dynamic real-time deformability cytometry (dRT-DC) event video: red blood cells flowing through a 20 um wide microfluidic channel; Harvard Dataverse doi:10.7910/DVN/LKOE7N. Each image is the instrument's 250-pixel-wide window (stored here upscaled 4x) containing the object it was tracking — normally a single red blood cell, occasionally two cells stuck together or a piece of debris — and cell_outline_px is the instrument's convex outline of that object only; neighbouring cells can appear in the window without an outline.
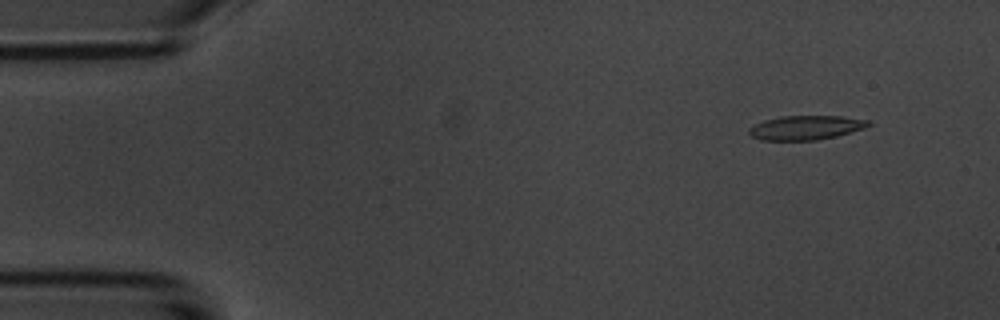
{"species": "common noctule bat (a hibernating species)", "species_latin": "Nyctalus noctula", "temperature_condition": "room temperature", "stored_images_in_passage": 5, "camera_frame_rate_fps": 3000, "um_per_image_px": 0.085, "animal": {"sex": "male", "body_mass_g": 20.1, "forearm_length_mm": 53.5}, "frame": {"image": 1, "passage_image": 1, "time_ms": 0.0, "image_size_px": [1000, 320], "cell_outline_px": [[872, 124], [864, 128], [836, 136], [816, 140], [760, 140], [752, 136], [748, 132], [748, 128], [764, 120], [780, 116], [840, 116], [868, 120]], "centroid_in_image_um": [68.48, 10.85], "position_along_channel_um": 16.5, "area_um2": 16.76}}
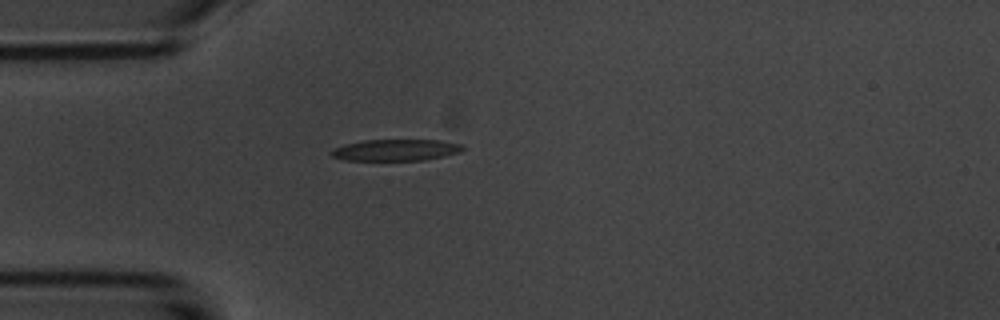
{"frame": {"image": 2, "passage_image": 4, "time_ms": 3.333, "image_size_px": [1000, 320], "cell_outline_px": [[464, 148], [460, 152], [444, 156], [424, 160], [344, 160], [332, 156], [328, 152], [332, 148], [344, 144], [364, 140], [440, 140], [464, 144]], "centroid_in_image_um": [33.63, 12.75], "position_along_channel_um": 51.4, "area_um2": 16.59}}